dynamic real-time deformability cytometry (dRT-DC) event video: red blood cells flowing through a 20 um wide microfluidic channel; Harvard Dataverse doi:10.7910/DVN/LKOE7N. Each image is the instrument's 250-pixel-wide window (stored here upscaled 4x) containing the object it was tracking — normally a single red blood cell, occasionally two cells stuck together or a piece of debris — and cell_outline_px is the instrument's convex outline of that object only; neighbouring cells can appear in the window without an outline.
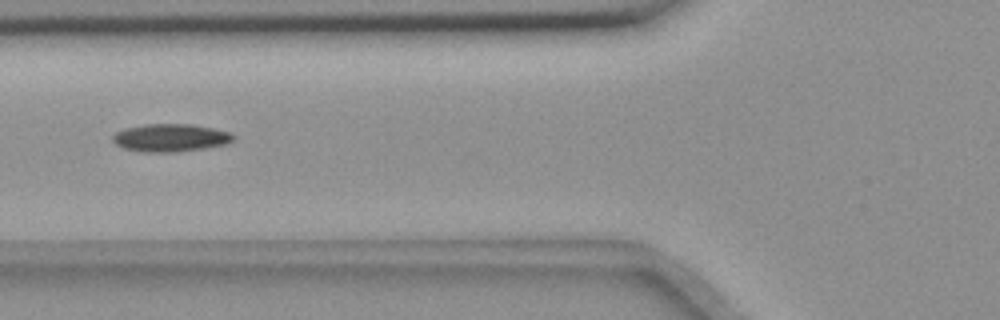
{"species": "common noctule bat (a hibernating species)", "species_latin": "Nyctalus noctula", "temperature_condition": "room temperature", "stored_images_in_passage": 7, "camera_frame_rate_fps": 3000, "um_per_image_px": 0.085, "animal": {"sex": "female", "body_mass_g": 18.4}, "frame": {"image": 1, "passage_image": 2, "time_ms": 1.333, "image_size_px": [1000, 320], "cell_outline_px": [[236, 140], [228, 144], [204, 148], [176, 152], [140, 152], [124, 148], [116, 144], [112, 140], [112, 136], [116, 132], [128, 128], [144, 124], [192, 124], [232, 132], [236, 136]], "centroid_in_image_um": [14.55, 11.71], "position_along_channel_um": 111.2, "area_um2": 19.71}}
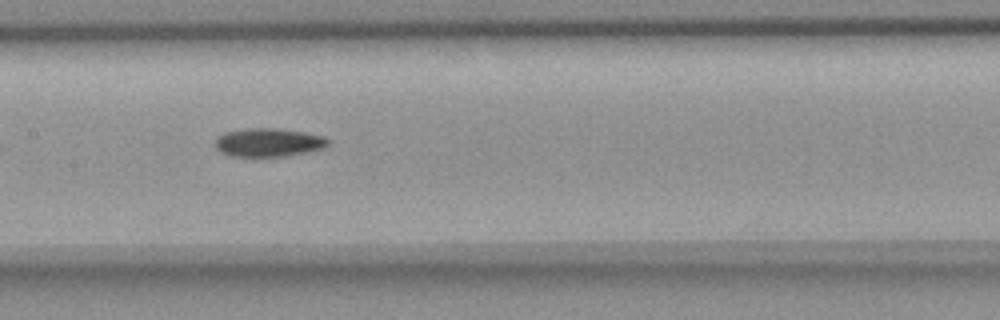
{"frame": {"image": 2, "passage_image": 4, "time_ms": 3.333, "image_size_px": [1000, 320], "cell_outline_px": [[328, 144], [324, 148], [308, 152], [288, 156], [228, 156], [220, 152], [216, 148], [216, 136], [224, 132], [244, 128], [276, 128], [304, 132], [324, 136], [328, 140]], "centroid_in_image_um": [22.8, 12.1], "position_along_channel_um": 184.6, "area_um2": 18.9}}
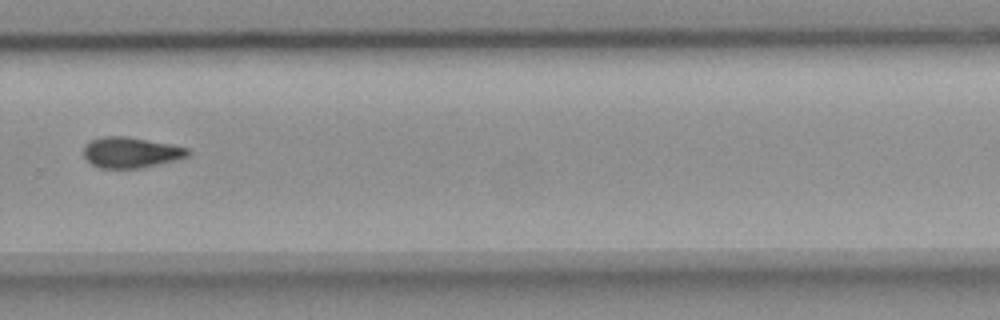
{"frame": {"image": 3, "passage_image": 7, "time_ms": 7.0, "image_size_px": [1000, 320], "cell_outline_px": [[192, 152], [188, 156], [140, 168], [100, 168], [92, 164], [84, 156], [84, 144], [88, 140], [104, 136], [124, 136], [168, 144], [188, 148]], "centroid_in_image_um": [11.07, 12.95], "position_along_channel_um": 318.7, "area_um2": 18.38}}